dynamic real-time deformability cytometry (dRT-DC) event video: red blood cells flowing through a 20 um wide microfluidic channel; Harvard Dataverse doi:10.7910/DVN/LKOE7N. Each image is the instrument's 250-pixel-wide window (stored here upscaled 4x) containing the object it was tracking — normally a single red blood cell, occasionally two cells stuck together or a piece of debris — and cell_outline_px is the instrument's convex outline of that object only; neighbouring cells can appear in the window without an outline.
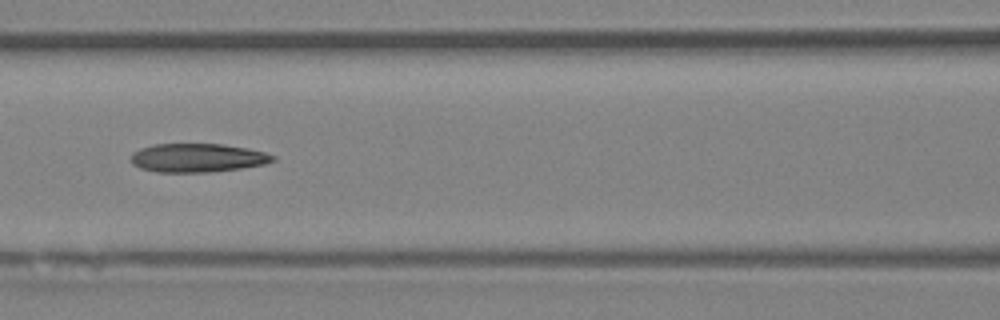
{"species": "Egyptian fruit bat (a non-hibernating species)", "species_latin": "Rousettus aegyptiacus", "temperature_condition": "room temperature", "stored_images_in_passage": 48, "camera_frame_rate_fps": 3000, "um_per_image_px": 0.085, "animal": {"sex": "female"}, "frame": {"image": 1, "passage_image": 21, "time_ms": 6.667, "image_size_px": [1000, 320], "cell_outline_px": [[276, 160], [264, 164], [240, 168], [212, 172], [156, 172], [140, 168], [132, 164], [132, 152], [140, 148], [152, 144], [224, 144], [248, 148], [264, 152], [276, 156]], "centroid_in_image_um": [16.79, 13.41], "position_along_channel_um": 149.8, "area_um2": 23.81}, "authors_computed_cell_mechanics": {"area_um2": 24.1604, "velocity_mm_per_s": 3.998, "shape_relaxation_time_tau1_ms": null, "shape_relaxation_time_tau2_ms": 5.8101, "deformation_change_tau1": null, "deformation_change_tau2": 0.176}}